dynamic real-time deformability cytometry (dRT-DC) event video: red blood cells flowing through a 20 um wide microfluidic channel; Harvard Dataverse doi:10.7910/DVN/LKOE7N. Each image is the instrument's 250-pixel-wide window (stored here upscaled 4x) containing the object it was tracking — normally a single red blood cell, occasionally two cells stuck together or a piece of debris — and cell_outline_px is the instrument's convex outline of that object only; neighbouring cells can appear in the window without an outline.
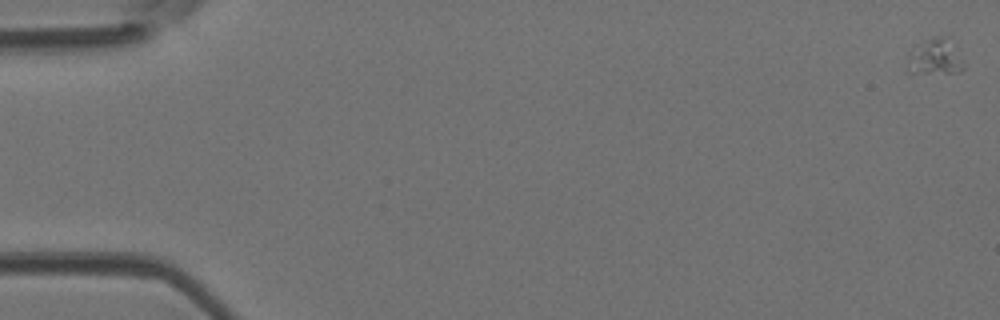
{"species": "Egyptian fruit bat (a non-hibernating species)", "species_latin": "Rousettus aegyptiacus", "temperature_condition": "room temperature", "stored_images_in_passage": 49, "camera_frame_rate_fps": 3000, "um_per_image_px": 0.085, "animal": {"sex": "female"}, "frame": {"image": 1, "passage_image": 1, "time_ms": 0.0, "image_size_px": [1000, 320], "cell_outline_px": [[964, 68], [960, 72], [912, 76], [908, 72], [908, 56], [924, 40], [936, 36], [944, 36], [964, 64]], "centroid_in_image_um": [79.41, 4.95], "position_along_channel_um": 5.6, "area_um2": 11.68}}